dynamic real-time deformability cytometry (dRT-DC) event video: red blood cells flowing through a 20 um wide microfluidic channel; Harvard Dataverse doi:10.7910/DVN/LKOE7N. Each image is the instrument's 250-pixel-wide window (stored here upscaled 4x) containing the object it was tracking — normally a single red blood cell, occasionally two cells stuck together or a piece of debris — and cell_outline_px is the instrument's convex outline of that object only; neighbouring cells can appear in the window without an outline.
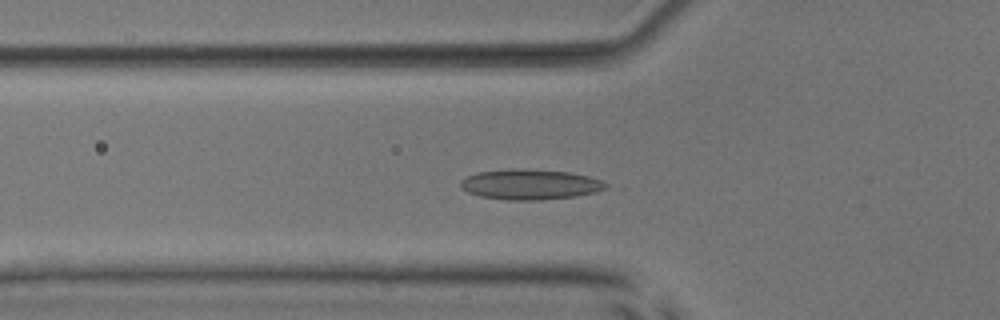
{"species": "common noctule bat (a hibernating species)", "species_latin": "Nyctalus noctula", "temperature_condition": "room temperature", "stored_images_in_passage": 36, "camera_frame_rate_fps": 3000, "um_per_image_px": 0.085, "animal": {"sex": "male", "body_mass_g": 17.9, "forearm_length_mm": 54.2}, "frame": {"image": 1, "passage_image": 18, "time_ms": 5.667, "image_size_px": [1000, 320], "cell_outline_px": [[608, 184], [604, 188], [596, 192], [576, 196], [540, 200], [508, 200], [480, 196], [468, 192], [460, 188], [460, 180], [476, 172], [512, 168], [528, 168], [568, 172], [588, 176], [600, 180]], "centroid_in_image_um": [45.02, 15.66], "position_along_channel_um": 80.8, "area_um2": 25.78}}
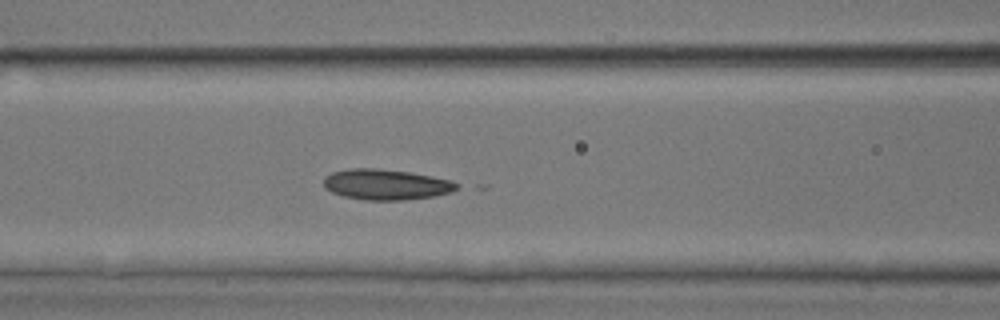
{"frame": {"image": 2, "passage_image": 22, "time_ms": 7.0, "image_size_px": [1000, 320], "cell_outline_px": [[460, 188], [452, 192], [436, 196], [404, 200], [364, 200], [344, 196], [332, 192], [324, 188], [324, 176], [332, 172], [348, 168], [376, 168], [408, 172], [432, 176], [448, 180], [460, 184]], "centroid_in_image_um": [32.82, 15.68], "position_along_channel_um": 133.8, "area_um2": 23.87}}